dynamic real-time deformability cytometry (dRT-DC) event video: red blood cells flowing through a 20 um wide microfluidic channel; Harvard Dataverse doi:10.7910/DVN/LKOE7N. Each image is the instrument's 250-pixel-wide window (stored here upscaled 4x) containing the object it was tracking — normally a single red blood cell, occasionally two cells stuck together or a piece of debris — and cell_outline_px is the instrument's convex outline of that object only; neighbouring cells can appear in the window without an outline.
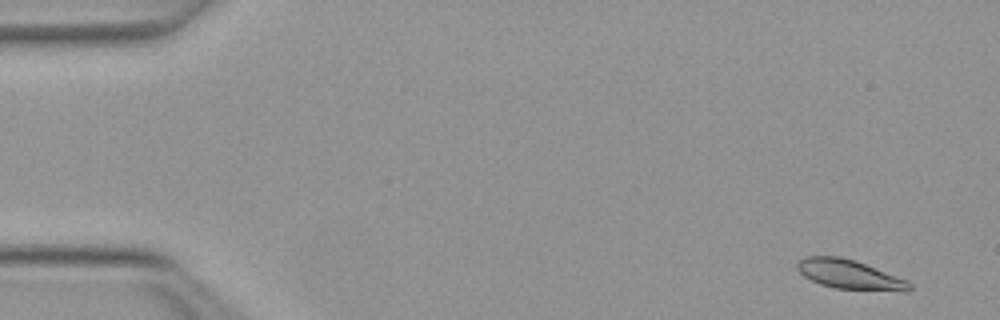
{"species": "Egyptian fruit bat (a non-hibernating species)", "species_latin": "Rousettus aegyptiacus", "temperature_condition": "warm", "stored_images_in_passage": 51, "camera_frame_rate_fps": 3000, "um_per_image_px": 0.085, "animal": {"sex": "female"}, "frame": {"image": 1, "passage_image": 3, "time_ms": 0.667, "image_size_px": [1000, 320], "cell_outline_px": [[912, 288], [908, 292], [836, 288], [820, 284], [804, 276], [796, 268], [796, 264], [804, 256], [840, 256], [856, 260], [904, 280], [912, 284]], "centroid_in_image_um": [72.19, 23.33], "position_along_channel_um": 12.8, "area_um2": 19.02}}
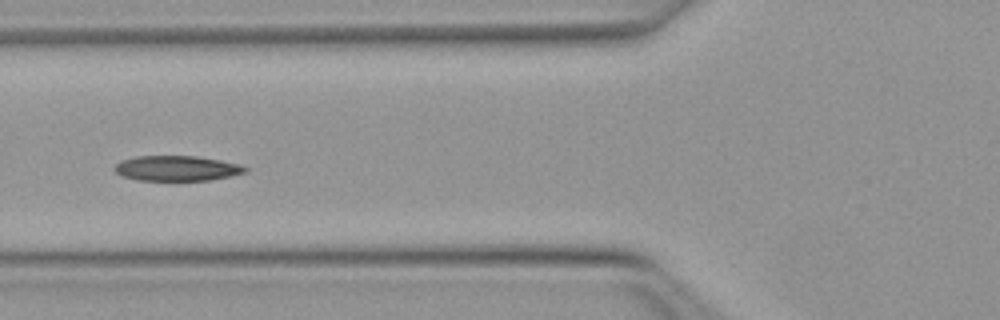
{"frame": {"image": 2, "passage_image": 20, "time_ms": 6.333, "image_size_px": [1000, 320], "cell_outline_px": [[248, 172], [232, 176], [208, 180], [136, 180], [120, 176], [112, 168], [120, 160], [136, 156], [196, 156], [220, 160], [240, 164], [248, 168]], "centroid_in_image_um": [15.01, 14.3], "position_along_channel_um": 110.8, "area_um2": 19.36}}
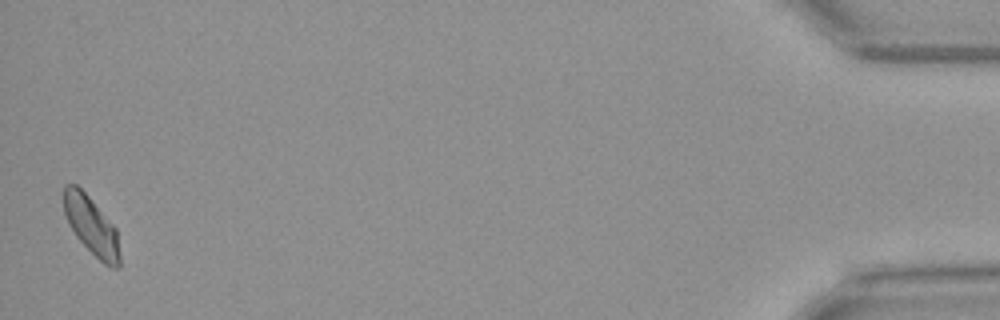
{"frame": {"image": 3, "passage_image": 51, "time_ms": 16.667, "image_size_px": [1000, 320], "cell_outline_px": [[120, 268], [112, 268], [104, 264], [76, 236], [68, 224], [64, 212], [64, 184], [76, 184], [88, 196], [116, 228], [120, 256]], "centroid_in_image_um": [7.77, 19.2], "position_along_channel_um": 427.4, "area_um2": 18.73}, "authors_computed_cell_mechanics": {"area_um2": 19.363, "velocity_mm_per_s": 3.9627, "shape_relaxation_time_tau1_ms": 4.6149, "shape_relaxation_time_tau2_ms": 3.7468, "deformation_change_tau1": 0.1336, "deformation_change_tau2": 0.0669}}